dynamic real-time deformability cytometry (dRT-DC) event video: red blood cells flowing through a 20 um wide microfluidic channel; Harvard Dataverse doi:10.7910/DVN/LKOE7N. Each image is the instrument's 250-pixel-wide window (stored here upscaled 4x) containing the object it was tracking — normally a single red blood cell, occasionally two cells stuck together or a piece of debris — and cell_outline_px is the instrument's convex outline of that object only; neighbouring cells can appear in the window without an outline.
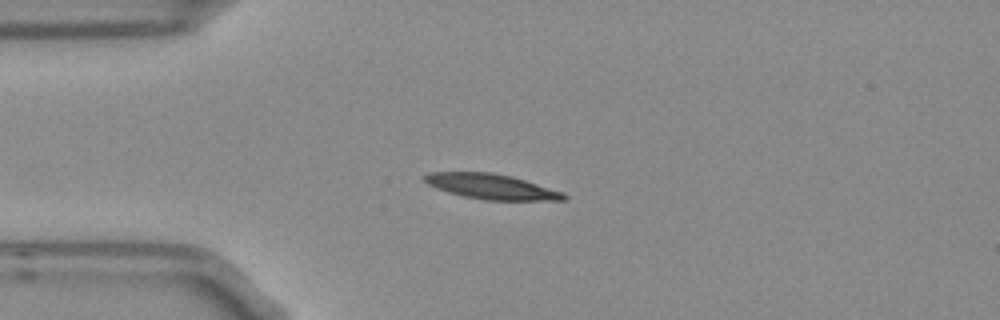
{"species": "Egyptian fruit bat (a non-hibernating species)", "species_latin": "Rousettus aegyptiacus", "temperature_condition": "room temperature", "stored_images_in_passage": 5, "camera_frame_rate_fps": 3000, "um_per_image_px": 0.085, "frame": {"image": 1, "passage_image": 3, "time_ms": 0.667, "image_size_px": [1000, 320], "cell_outline_px": [[568, 196], [564, 200], [488, 200], [464, 196], [448, 192], [428, 184], [424, 180], [424, 176], [428, 172], [492, 172], [512, 176], [564, 192]], "centroid_in_image_um": [41.8, 15.85], "position_along_channel_um": 43.2, "area_um2": 20.29}}
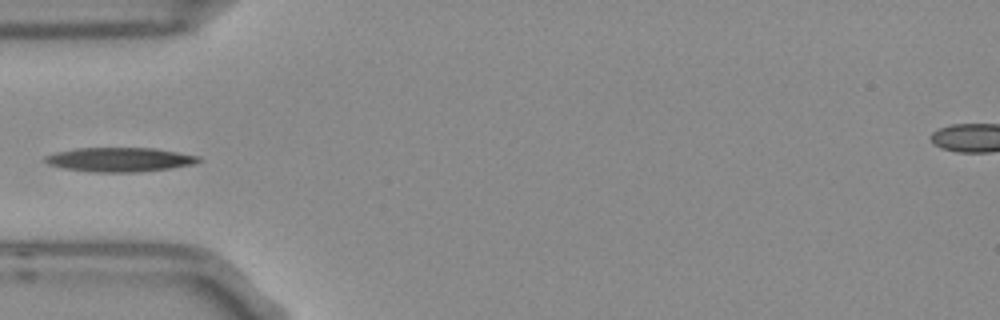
{"frame": {"image": 2, "passage_image": 4, "time_ms": 1.0, "image_size_px": [1000, 320], "cell_outline_px": [[204, 160], [196, 164], [140, 172], [96, 172], [64, 168], [48, 164], [44, 160], [44, 156], [56, 152], [76, 148], [156, 148], [200, 156]], "centroid_in_image_um": [10.22, 13.56], "position_along_channel_um": 74.8, "area_um2": 21.73}}
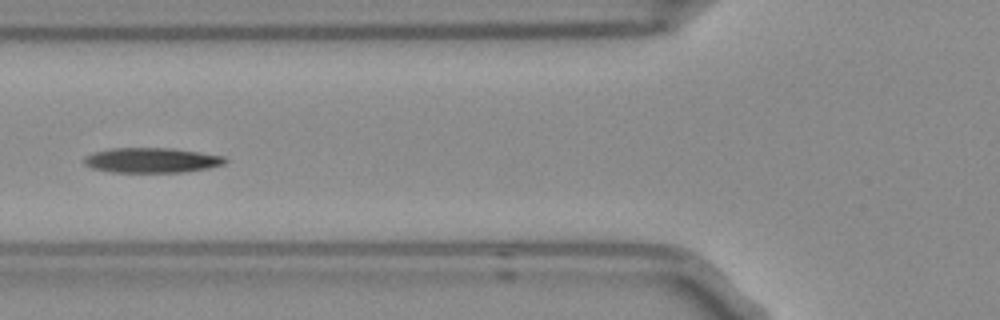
{"frame": {"image": 3, "passage_image": 5, "time_ms": 1.333, "image_size_px": [1000, 320], "cell_outline_px": [[228, 160], [224, 164], [208, 168], [180, 172], [112, 172], [92, 168], [84, 164], [84, 156], [92, 152], [112, 148], [172, 148], [200, 152], [224, 156]], "centroid_in_image_um": [12.88, 13.61], "position_along_channel_um": 112.9, "area_um2": 20.58}}